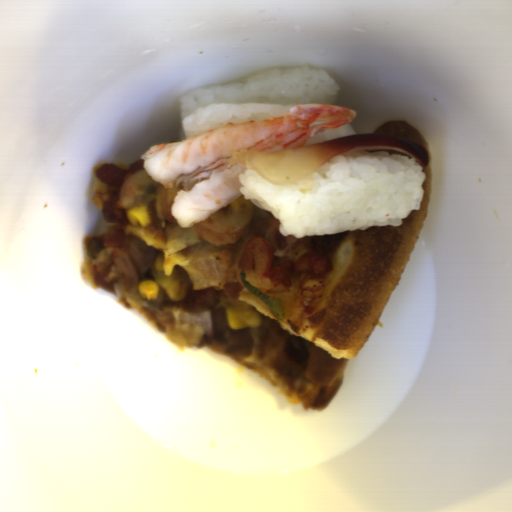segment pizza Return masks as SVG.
<instances>
[{
	"instance_id": "obj_1",
	"label": "pizza",
	"mask_w": 512,
	"mask_h": 512,
	"mask_svg": "<svg viewBox=\"0 0 512 512\" xmlns=\"http://www.w3.org/2000/svg\"><path fill=\"white\" fill-rule=\"evenodd\" d=\"M372 134L424 146L428 163L419 210L401 226L373 225L296 238L245 199L183 228L173 217L177 187L153 179L143 158L96 164L92 202L104 234L83 239L80 274L90 286L135 309L177 347L206 348L253 371L294 406L323 411L335 399L349 360L371 336L428 217L430 149L408 121ZM145 206L150 226H131ZM153 280L159 298L137 290Z\"/></svg>"
}]
</instances>
